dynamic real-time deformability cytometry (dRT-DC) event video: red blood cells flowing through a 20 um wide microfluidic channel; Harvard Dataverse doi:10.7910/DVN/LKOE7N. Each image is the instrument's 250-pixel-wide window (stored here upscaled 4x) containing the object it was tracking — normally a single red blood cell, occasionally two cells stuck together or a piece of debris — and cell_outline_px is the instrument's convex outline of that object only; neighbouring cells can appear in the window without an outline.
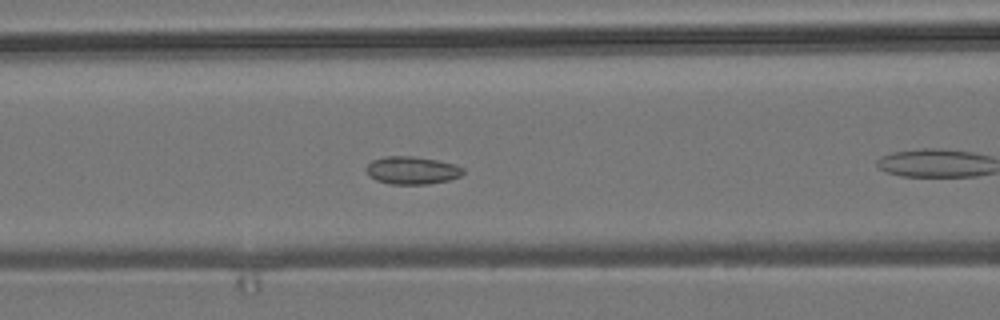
{"species": "common noctule bat (a hibernating species)", "species_latin": "Nyctalus noctula", "temperature_condition": "room temperature", "stored_images_in_passage": 42, "camera_frame_rate_fps": 3000, "um_per_image_px": 0.085, "animal": {"sex": "male", "body_mass_g": 19.2, "forearm_length_mm": 51.8}, "frame": {"image": 1, "passage_image": 9, "time_ms": 2.667, "image_size_px": [1000, 320], "cell_outline_px": [[464, 172], [460, 176], [448, 180], [428, 184], [392, 184], [376, 180], [368, 172], [368, 164], [372, 160], [384, 156], [412, 156], [436, 160], [456, 164], [464, 168]], "centroid_in_image_um": [35.06, 14.47], "position_along_channel_um": 131.5, "area_um2": 15.49}}
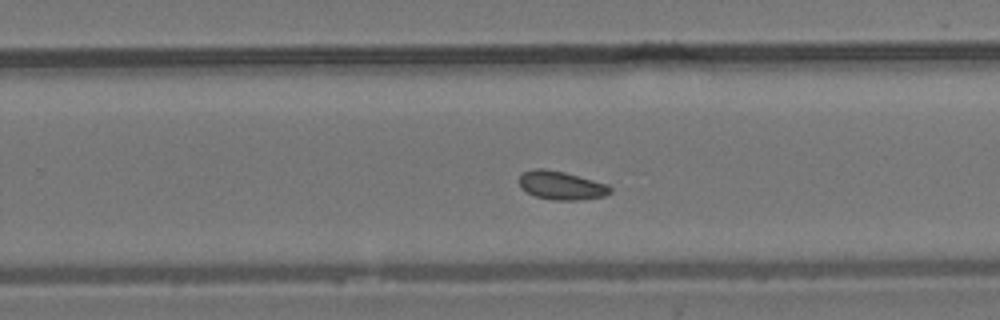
{"frame": {"image": 2, "passage_image": 21, "time_ms": 6.667, "image_size_px": [1000, 320], "cell_outline_px": [[612, 192], [604, 196], [584, 200], [552, 200], [536, 196], [520, 188], [520, 176], [524, 172], [536, 168], [544, 168], [564, 172], [608, 184], [612, 188]], "centroid_in_image_um": [47.74, 15.77], "position_along_channel_um": 282.1, "area_um2": 15.14}}
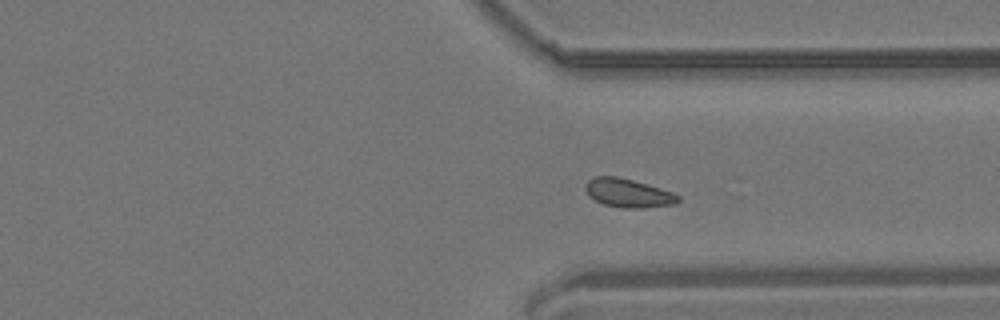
{"frame": {"image": 3, "passage_image": 27, "time_ms": 8.667, "image_size_px": [1000, 320], "cell_outline_px": [[680, 200], [672, 204], [644, 208], [620, 208], [604, 204], [588, 196], [584, 188], [584, 184], [588, 180], [596, 176], [616, 176], [632, 180], [660, 188], [672, 192], [680, 196]], "centroid_in_image_um": [53.35, 16.41], "position_along_channel_um": 358.0, "area_um2": 15.43}}